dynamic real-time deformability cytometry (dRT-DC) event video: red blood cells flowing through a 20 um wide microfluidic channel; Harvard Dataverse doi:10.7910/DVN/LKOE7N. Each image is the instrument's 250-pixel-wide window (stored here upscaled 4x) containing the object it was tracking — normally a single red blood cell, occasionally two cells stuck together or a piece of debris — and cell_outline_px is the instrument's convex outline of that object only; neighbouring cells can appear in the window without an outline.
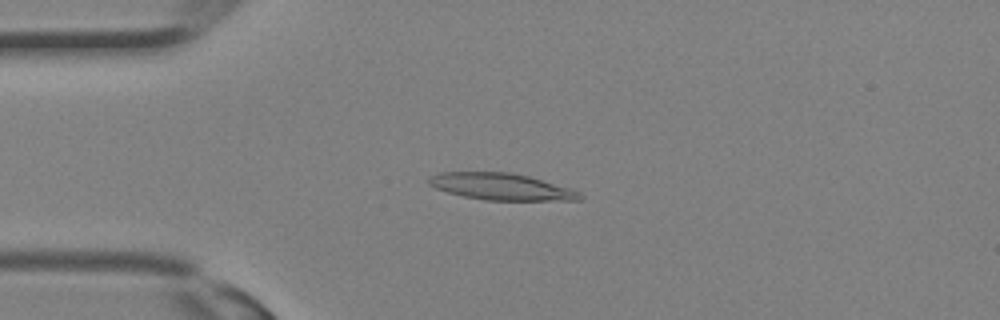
{"species": "Egyptian fruit bat (a non-hibernating species)", "species_latin": "Rousettus aegyptiacus", "temperature_condition": "room temperature", "stored_images_in_passage": 29, "camera_frame_rate_fps": 3000, "um_per_image_px": 0.085, "animal": {"sex": "female"}, "frame": {"image": 1, "passage_image": 5, "time_ms": 1.333, "image_size_px": [1000, 320], "cell_outline_px": [[584, 196], [580, 200], [484, 200], [464, 196], [448, 192], [436, 188], [428, 184], [428, 180], [432, 176], [440, 172], [508, 172], [528, 176], [568, 188], [580, 192]], "centroid_in_image_um": [42.59, 15.87], "position_along_channel_um": 42.4, "area_um2": 23.18}}
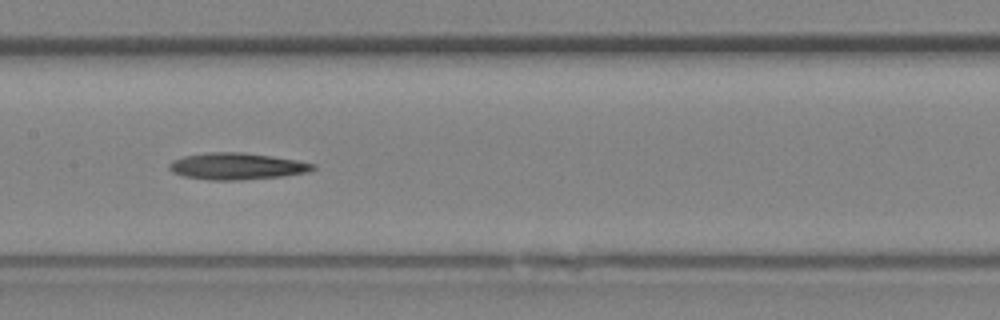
{"frame": {"image": 2, "passage_image": 13, "time_ms": 4.0, "image_size_px": [1000, 320], "cell_outline_px": [[316, 168], [308, 172], [284, 176], [240, 180], [208, 180], [184, 176], [172, 172], [168, 168], [168, 164], [172, 160], [184, 156], [208, 152], [244, 152], [272, 156], [296, 160], [316, 164]], "centroid_in_image_um": [20.12, 14.13], "position_along_channel_um": 187.3, "area_um2": 22.48}}
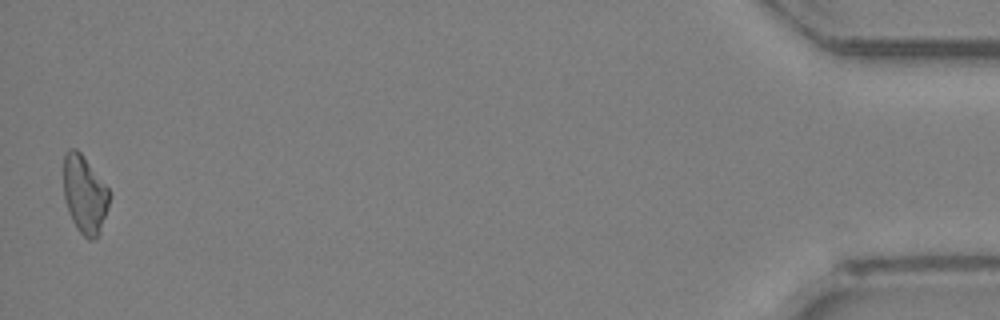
{"frame": {"image": 3, "passage_image": 29, "time_ms": 9.333, "image_size_px": [1000, 320], "cell_outline_px": [[108, 204], [100, 232], [96, 240], [88, 240], [76, 228], [72, 220], [64, 196], [64, 156], [68, 148], [76, 148], [80, 152], [108, 188]], "centroid_in_image_um": [7.18, 16.54], "position_along_channel_um": 428.0, "area_um2": 20.4}}